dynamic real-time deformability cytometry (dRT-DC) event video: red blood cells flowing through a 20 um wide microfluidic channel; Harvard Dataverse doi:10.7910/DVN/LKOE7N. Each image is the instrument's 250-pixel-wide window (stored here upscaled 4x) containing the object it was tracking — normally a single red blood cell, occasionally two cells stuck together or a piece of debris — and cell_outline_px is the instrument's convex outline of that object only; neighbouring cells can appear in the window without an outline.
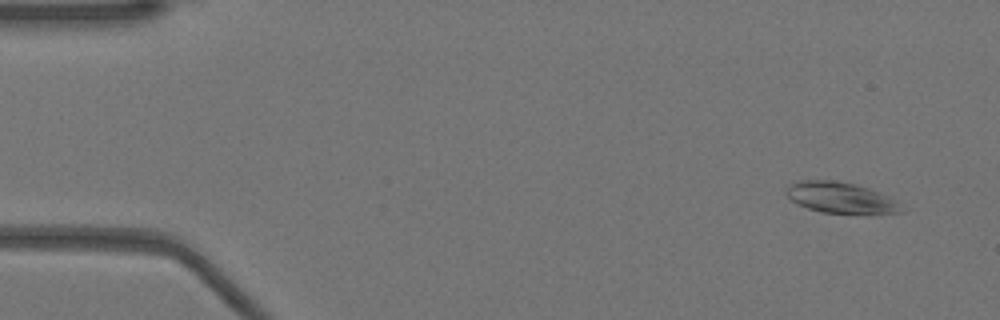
{"species": "Egyptian fruit bat (a non-hibernating species)", "species_latin": "Rousettus aegyptiacus", "temperature_condition": "warm", "stored_images_in_passage": 49, "camera_frame_rate_fps": 3000, "um_per_image_px": 0.085, "animal": {"sex": "female"}, "frame": {"image": 1, "passage_image": 1, "time_ms": 0.0, "image_size_px": [1000, 320], "cell_outline_px": [[904, 212], [820, 212], [796, 204], [784, 192], [792, 184], [800, 180], [832, 180], [856, 184], [880, 192], [896, 200]], "centroid_in_image_um": [71.41, 16.78], "position_along_channel_um": 13.6, "area_um2": 20.17}}
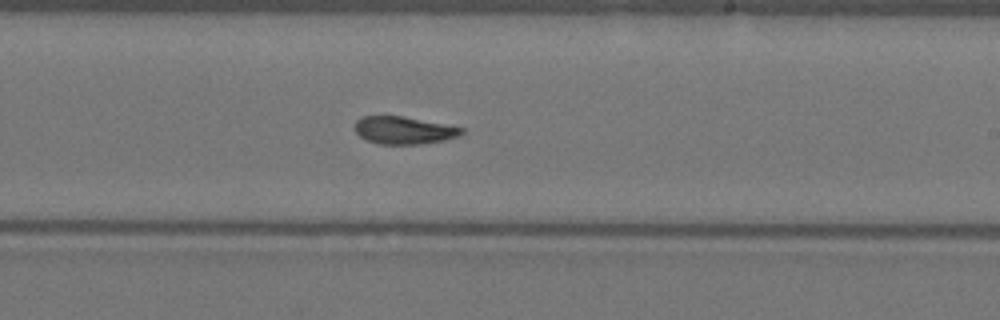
{"frame": {"image": 2, "passage_image": 28, "time_ms": 9.0, "image_size_px": [1000, 320], "cell_outline_px": [[464, 132], [460, 136], [444, 140], [420, 144], [380, 144], [368, 140], [360, 136], [352, 128], [356, 120], [360, 116], [404, 116], [464, 128]], "centroid_in_image_um": [34.3, 11.07], "position_along_channel_um": 254.7, "area_um2": 17.22}}
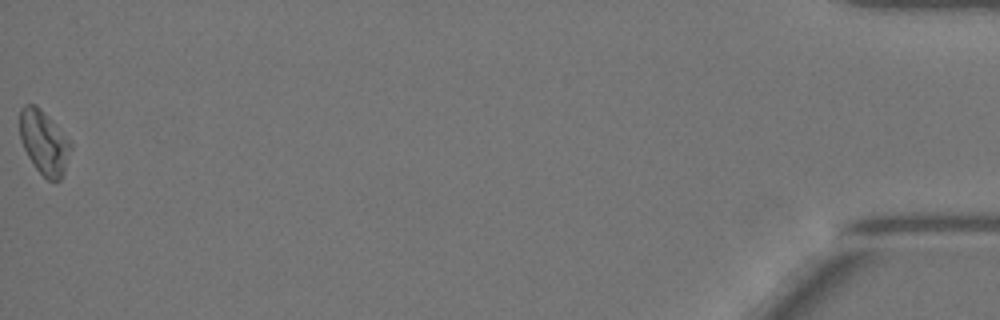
{"frame": {"image": 3, "passage_image": 49, "time_ms": 16.0, "image_size_px": [1000, 320], "cell_outline_px": [[72, 148], [64, 172], [60, 180], [48, 180], [36, 168], [28, 156], [20, 140], [20, 108], [24, 104], [36, 104], [40, 108], [72, 144]], "centroid_in_image_um": [3.73, 12.1], "position_along_channel_um": 431.5, "area_um2": 18.67}, "authors_computed_cell_mechanics": {"area_um2": 18.3804, "velocity_mm_per_s": 3.9557, "shape_relaxation_time_tau1_ms": 5.339, "shape_relaxation_time_tau2_ms": 3.5261, "deformation_change_tau1": 0.1655, "deformation_change_tau2": 0.094}}